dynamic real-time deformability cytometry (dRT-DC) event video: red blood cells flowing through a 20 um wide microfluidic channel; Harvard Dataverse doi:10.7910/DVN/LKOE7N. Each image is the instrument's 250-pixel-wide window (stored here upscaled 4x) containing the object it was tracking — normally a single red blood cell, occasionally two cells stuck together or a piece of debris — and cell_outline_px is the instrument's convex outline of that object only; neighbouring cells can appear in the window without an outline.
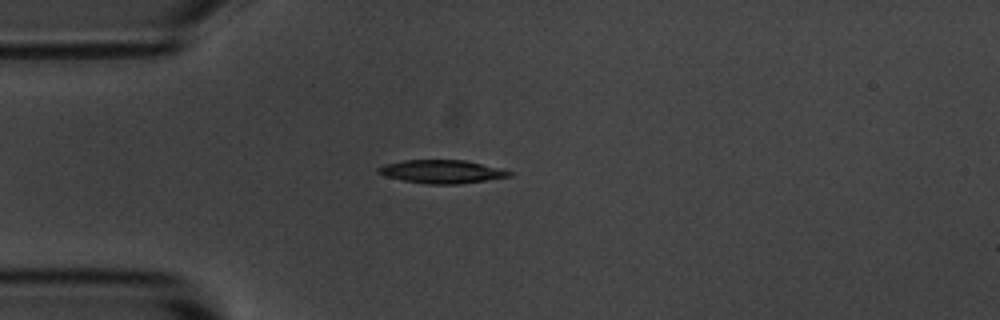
{"species": "common noctule bat (a hibernating species)", "species_latin": "Nyctalus noctula", "temperature_condition": "room temperature", "stored_images_in_passage": 2, "camera_frame_rate_fps": 3000, "um_per_image_px": 0.085, "animal": {"sex": "male", "body_mass_g": 20.1, "forearm_length_mm": 53.5}, "frame": {"image": 1, "passage_image": 1, "time_ms": 0.0, "image_size_px": [1000, 320], "cell_outline_px": [[512, 176], [460, 184], [428, 184], [404, 180], [384, 176], [376, 172], [376, 168], [384, 164], [404, 160], [464, 160], [512, 172]], "centroid_in_image_um": [37.48, 14.59], "position_along_channel_um": 47.5, "area_um2": 17.57}}